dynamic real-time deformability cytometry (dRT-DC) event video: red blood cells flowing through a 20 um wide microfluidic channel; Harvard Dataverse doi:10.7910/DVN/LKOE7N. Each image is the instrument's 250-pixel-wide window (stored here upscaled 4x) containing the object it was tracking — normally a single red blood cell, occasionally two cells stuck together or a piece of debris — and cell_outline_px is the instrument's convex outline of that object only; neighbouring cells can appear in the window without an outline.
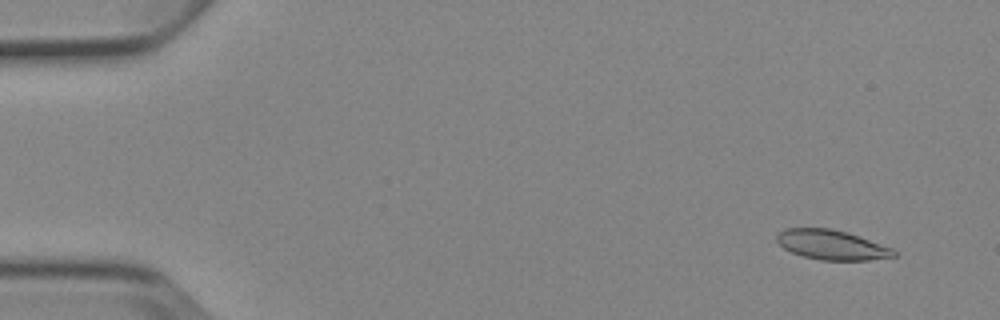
{"species": "Egyptian fruit bat (a non-hibernating species)", "species_latin": "Rousettus aegyptiacus", "temperature_condition": "cold", "stored_images_in_passage": 5, "camera_frame_rate_fps": 3000, "um_per_image_px": 0.085, "animal": {"sex": "female"}, "frame": {"image": 1, "passage_image": 1, "time_ms": 0.0, "image_size_px": [1000, 320], "cell_outline_px": [[896, 256], [868, 260], [820, 260], [804, 256], [792, 252], [784, 248], [776, 240], [776, 236], [784, 228], [832, 228], [892, 248], [896, 252]], "centroid_in_image_um": [70.66, 20.81], "position_along_channel_um": 14.3, "area_um2": 19.88}}
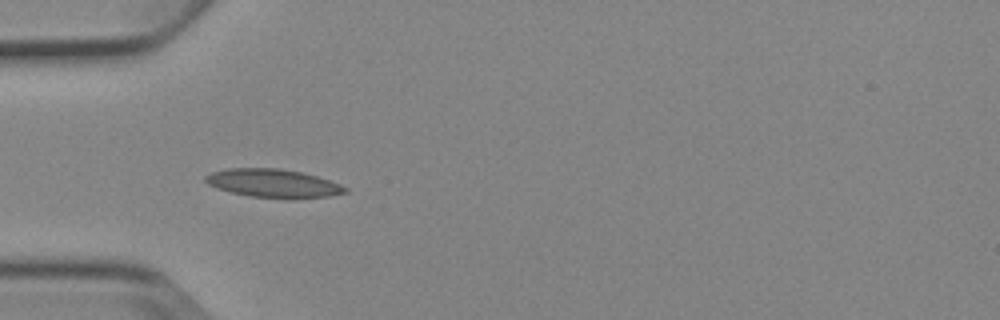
{"frame": {"image": 2, "passage_image": 4, "time_ms": 4.333, "image_size_px": [1000, 320], "cell_outline_px": [[348, 192], [328, 196], [248, 196], [216, 188], [208, 184], [204, 180], [204, 176], [212, 172], [228, 168], [276, 168], [300, 172], [316, 176], [340, 184], [348, 188]], "centroid_in_image_um": [23.15, 15.54], "position_along_channel_um": 61.8, "area_um2": 22.2}}
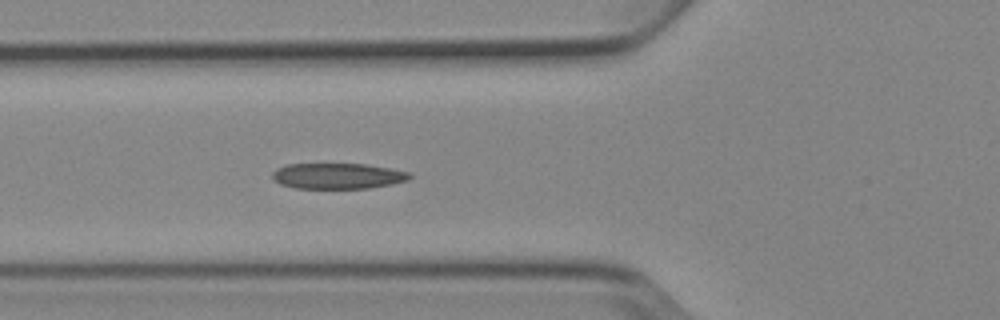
{"frame": {"image": 3, "passage_image": 5, "time_ms": 5.333, "image_size_px": [1000, 320], "cell_outline_px": [[412, 176], [408, 180], [392, 184], [368, 188], [296, 188], [280, 184], [272, 180], [272, 172], [276, 168], [288, 164], [364, 164], [412, 172]], "centroid_in_image_um": [28.69, 14.96], "position_along_channel_um": 97.1, "area_um2": 20.63}}